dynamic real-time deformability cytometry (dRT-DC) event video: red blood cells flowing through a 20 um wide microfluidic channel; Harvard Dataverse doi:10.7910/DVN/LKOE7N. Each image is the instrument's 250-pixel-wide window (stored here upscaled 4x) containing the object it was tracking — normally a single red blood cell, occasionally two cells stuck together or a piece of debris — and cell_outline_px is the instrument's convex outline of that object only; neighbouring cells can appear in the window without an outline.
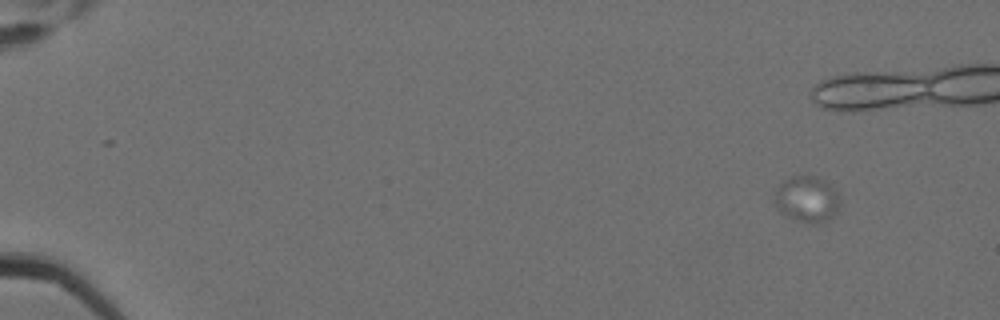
{"species": "Egyptian fruit bat (a non-hibernating species)", "species_latin": "Rousettus aegyptiacus", "temperature_condition": "cold", "stored_images_in_passage": 5, "camera_frame_rate_fps": 3000, "um_per_image_px": 0.085, "animal": {"sex": "female"}, "frame": {"image": 1, "passage_image": 1, "time_ms": 0.0, "image_size_px": [1000, 320], "cell_outline_px": [[840, 204], [832, 220], [824, 224], [812, 224], [796, 220], [780, 212], [776, 208], [776, 188], [784, 180], [792, 176], [812, 176], [824, 180], [840, 196]], "centroid_in_image_um": [68.63, 16.97], "position_along_channel_um": 16.4, "area_um2": 17.69}}